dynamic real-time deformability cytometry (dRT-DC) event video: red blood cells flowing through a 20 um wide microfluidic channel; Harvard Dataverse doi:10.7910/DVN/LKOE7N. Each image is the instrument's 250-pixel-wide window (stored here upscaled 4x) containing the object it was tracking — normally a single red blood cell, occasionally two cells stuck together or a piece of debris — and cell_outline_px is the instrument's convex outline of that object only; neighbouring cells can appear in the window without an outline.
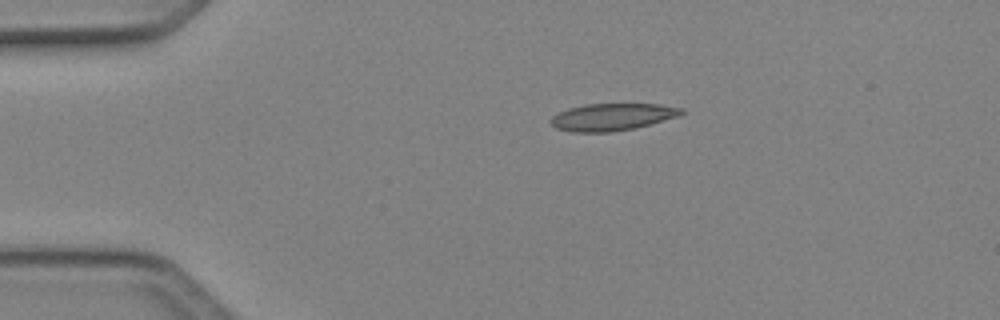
{"species": "Egyptian fruit bat (a non-hibernating species)", "species_latin": "Rousettus aegyptiacus", "temperature_condition": "cold", "stored_images_in_passage": 40, "camera_frame_rate_fps": 3000, "um_per_image_px": 0.085, "animal": {"sex": "female"}, "frame": {"image": 1, "passage_image": 1, "time_ms": 0.0, "image_size_px": [1000, 320], "cell_outline_px": [[684, 112], [680, 116], [632, 128], [608, 132], [572, 132], [556, 128], [548, 120], [552, 116], [568, 108], [584, 104], [660, 104], [684, 108]], "centroid_in_image_um": [52.02, 9.93], "position_along_channel_um": 33.0, "area_um2": 20.58}}
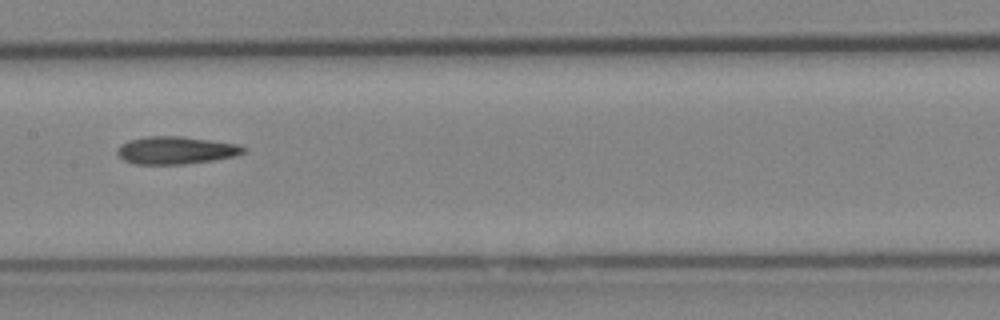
{"frame": {"image": 2, "passage_image": 16, "time_ms": 5.0, "image_size_px": [1000, 320], "cell_outline_px": [[248, 152], [236, 156], [216, 160], [184, 164], [132, 164], [124, 160], [116, 152], [120, 144], [128, 140], [148, 136], [180, 136], [212, 140], [236, 144], [248, 148]], "centroid_in_image_um": [14.99, 12.78], "position_along_channel_um": 192.4, "area_um2": 20.58}}
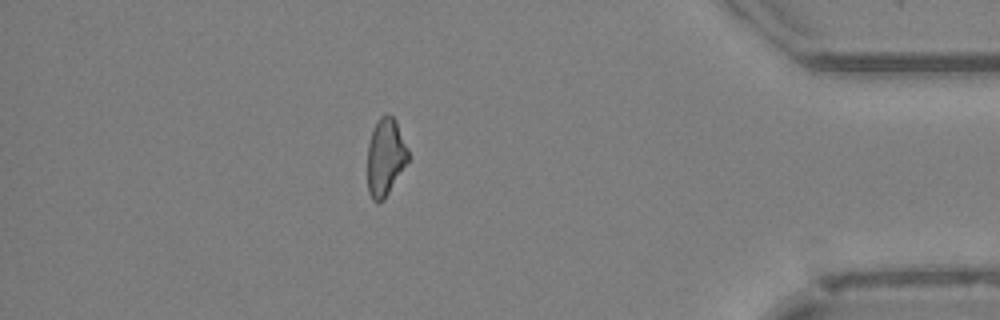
{"frame": {"image": 3, "passage_image": 34, "time_ms": 11.0, "image_size_px": [1000, 320], "cell_outline_px": [[408, 160], [384, 200], [372, 200], [368, 192], [368, 144], [372, 128], [380, 116], [388, 112], [396, 120], [408, 148]], "centroid_in_image_um": [32.75, 13.3], "position_along_channel_um": 402.4, "area_um2": 18.32}}